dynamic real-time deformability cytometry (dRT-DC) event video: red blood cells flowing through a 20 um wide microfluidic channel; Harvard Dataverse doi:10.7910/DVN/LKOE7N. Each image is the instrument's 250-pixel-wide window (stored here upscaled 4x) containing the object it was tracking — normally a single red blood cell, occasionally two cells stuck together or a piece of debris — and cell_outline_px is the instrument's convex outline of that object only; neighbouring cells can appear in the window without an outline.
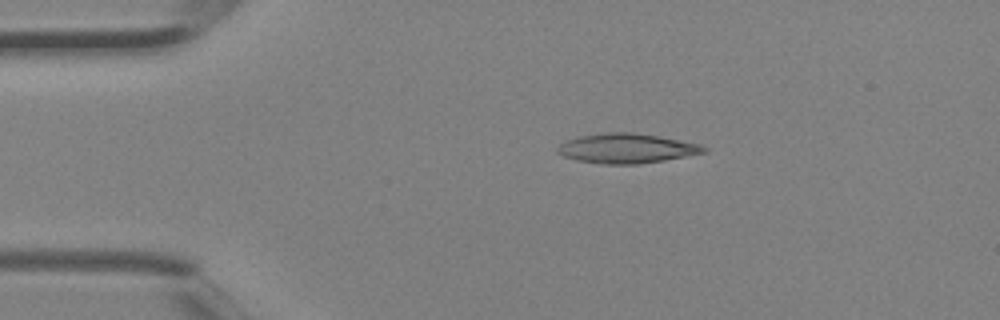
{"species": "Egyptian fruit bat (a non-hibernating species)", "species_latin": "Rousettus aegyptiacus", "temperature_condition": "room temperature", "stored_images_in_passage": 2, "camera_frame_rate_fps": 3000, "um_per_image_px": 0.085, "animal": {"sex": "female"}, "frame": {"image": 1, "passage_image": 1, "time_ms": 0.0, "image_size_px": [1000, 320], "cell_outline_px": [[708, 152], [664, 160], [636, 164], [604, 164], [576, 160], [564, 156], [556, 152], [556, 148], [560, 144], [568, 140], [580, 136], [608, 132], [632, 132], [660, 136], [700, 144], [708, 148]], "centroid_in_image_um": [53.28, 12.61], "position_along_channel_um": 31.7, "area_um2": 25.26}}